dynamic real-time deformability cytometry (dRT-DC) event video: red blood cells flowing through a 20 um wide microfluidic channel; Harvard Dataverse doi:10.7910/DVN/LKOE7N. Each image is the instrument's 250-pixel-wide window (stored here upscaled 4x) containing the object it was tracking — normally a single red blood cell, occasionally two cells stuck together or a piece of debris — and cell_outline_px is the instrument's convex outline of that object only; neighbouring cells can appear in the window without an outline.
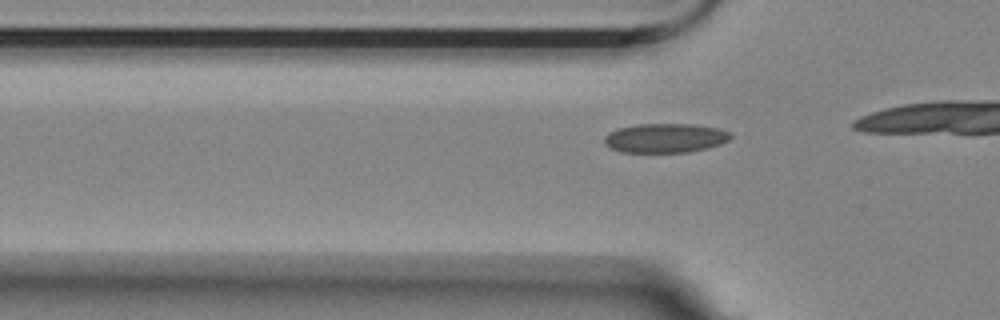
{"species": "Egyptian fruit bat (a non-hibernating species)", "species_latin": "Rousettus aegyptiacus", "temperature_condition": "room temperature", "stored_images_in_passage": 9, "camera_frame_rate_fps": 3000, "um_per_image_px": 0.085, "animal": {"sex": "female"}, "frame": {"image": 1, "passage_image": 3, "time_ms": 0.667, "image_size_px": [1000, 320], "cell_outline_px": [[732, 136], [728, 140], [720, 144], [708, 148], [688, 152], [620, 152], [604, 144], [604, 136], [608, 132], [616, 128], [636, 124], [692, 124], [720, 128], [732, 132]], "centroid_in_image_um": [56.54, 11.72], "position_along_channel_um": 69.3, "area_um2": 21.79}}
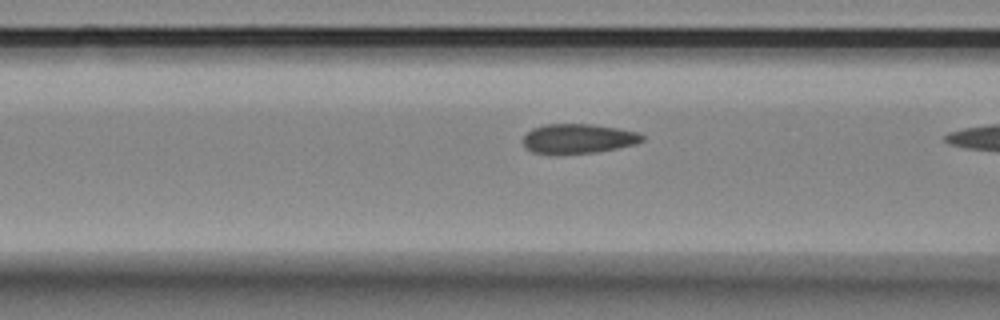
{"frame": {"image": 2, "passage_image": 7, "time_ms": 2.0, "image_size_px": [1000, 320], "cell_outline_px": [[644, 140], [636, 144], [596, 152], [556, 156], [532, 152], [524, 144], [524, 136], [532, 128], [544, 124], [592, 124], [640, 132], [644, 136]], "centroid_in_image_um": [49.14, 11.8], "position_along_channel_um": 117.5, "area_um2": 20.92}}